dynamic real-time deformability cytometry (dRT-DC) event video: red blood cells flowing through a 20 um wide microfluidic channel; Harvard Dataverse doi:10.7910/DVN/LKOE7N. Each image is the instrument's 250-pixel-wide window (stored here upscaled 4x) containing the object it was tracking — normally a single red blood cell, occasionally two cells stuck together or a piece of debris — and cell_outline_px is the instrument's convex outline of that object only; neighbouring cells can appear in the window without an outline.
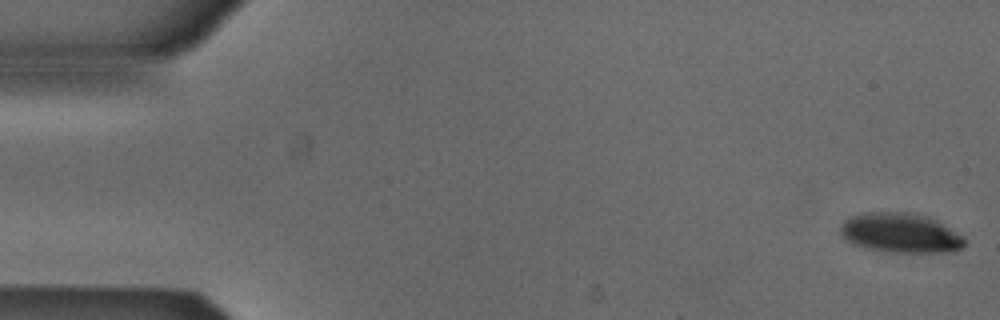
{"species": "Egyptian fruit bat (a non-hibernating species)", "species_latin": "Rousettus aegyptiacus", "temperature_condition": "cold", "stored_images_in_passage": 53, "camera_frame_rate_fps": 3000, "um_per_image_px": 0.085, "animal": {"sex": "male"}, "frame": {"image": 1, "passage_image": 1, "time_ms": 0.0, "image_size_px": [1000, 320], "cell_outline_px": [[964, 244], [960, 248], [952, 252], [892, 252], [868, 248], [852, 244], [840, 232], [840, 228], [844, 220], [852, 216], [868, 212], [908, 212], [928, 216], [936, 220], [964, 236]], "centroid_in_image_um": [76.56, 19.79], "position_along_channel_um": 8.4, "area_um2": 28.5}}
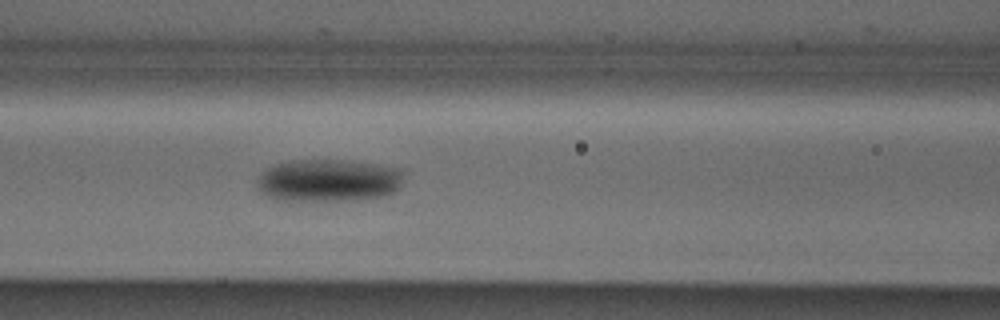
{"frame": {"image": 2, "passage_image": 22, "time_ms": 7.0, "image_size_px": [1000, 320], "cell_outline_px": [[400, 188], [392, 192], [380, 196], [352, 200], [276, 200], [260, 192], [256, 188], [260, 176], [268, 168], [276, 164], [288, 160], [352, 160], [400, 168]], "centroid_in_image_um": [27.88, 15.33], "position_along_channel_um": 138.7, "area_um2": 36.13}}
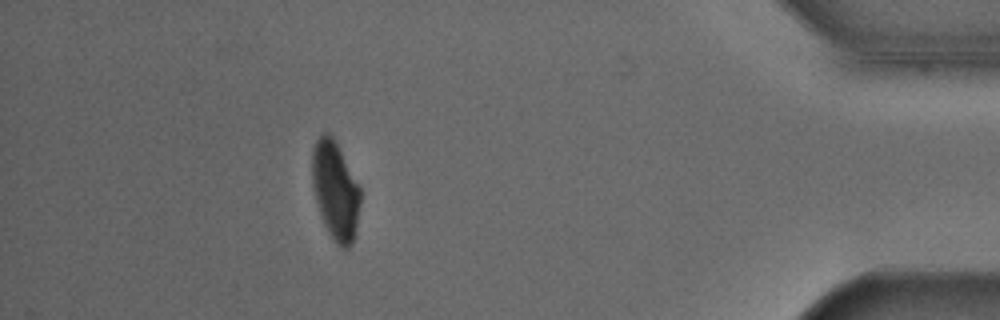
{"frame": {"image": 3, "passage_image": 47, "time_ms": 15.333, "image_size_px": [1000, 320], "cell_outline_px": [[360, 204], [356, 228], [352, 244], [348, 248], [344, 248], [336, 244], [332, 240], [320, 216], [312, 184], [312, 148], [316, 140], [324, 132], [328, 132], [332, 136], [360, 184]], "centroid_in_image_um": [28.5, 16.2], "position_along_channel_um": 406.7, "area_um2": 27.8}}